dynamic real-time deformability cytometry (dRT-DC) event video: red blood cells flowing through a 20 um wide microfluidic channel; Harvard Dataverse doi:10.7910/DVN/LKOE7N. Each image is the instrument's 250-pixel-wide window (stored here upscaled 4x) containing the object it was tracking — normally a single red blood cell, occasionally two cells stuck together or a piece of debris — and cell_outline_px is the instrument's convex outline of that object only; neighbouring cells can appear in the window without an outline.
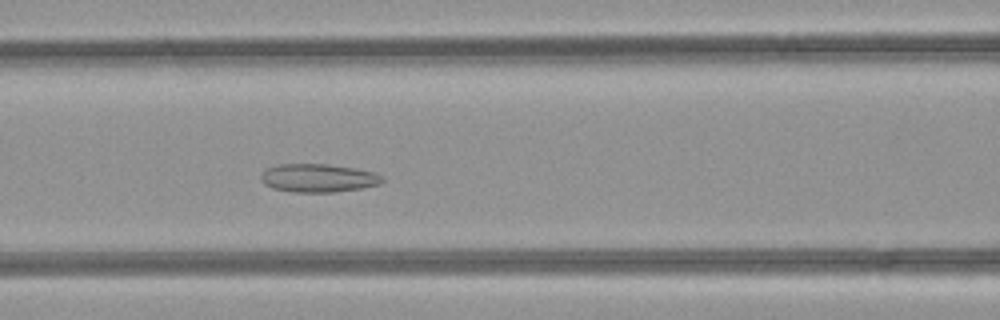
{"species": "common noctule bat (a hibernating species)", "species_latin": "Nyctalus noctula", "temperature_condition": "room temperature", "stored_images_in_passage": 48, "camera_frame_rate_fps": 3000, "um_per_image_px": 0.085, "animal": {"sex": "female", "body_mass_g": 21.9}, "frame": {"image": 1, "passage_image": 20, "time_ms": 6.333, "image_size_px": [1000, 320], "cell_outline_px": [[384, 180], [380, 184], [360, 188], [332, 192], [292, 192], [272, 188], [264, 184], [260, 180], [260, 176], [264, 168], [276, 164], [328, 164], [356, 168], [376, 172], [384, 176]], "centroid_in_image_um": [27.03, 15.12], "position_along_channel_um": 139.6, "area_um2": 20.35}}
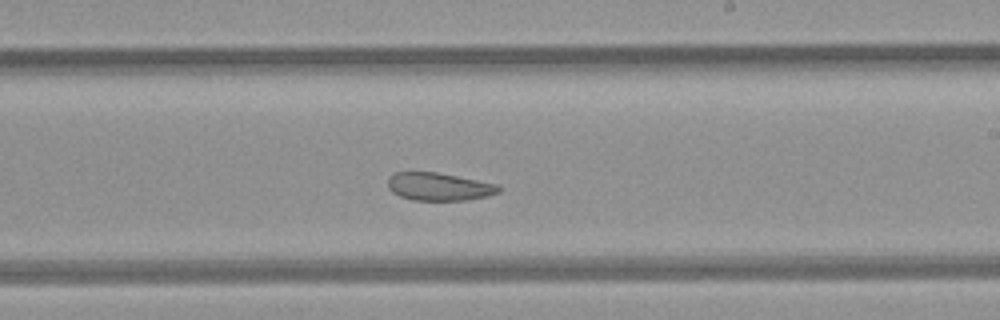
{"frame": {"image": 2, "passage_image": 28, "time_ms": 9.0, "image_size_px": [1000, 320], "cell_outline_px": [[500, 192], [488, 196], [464, 200], [412, 200], [400, 196], [392, 192], [388, 188], [388, 176], [396, 172], [436, 172], [496, 184], [500, 188]], "centroid_in_image_um": [37.27, 15.87], "position_along_channel_um": 251.7, "area_um2": 17.86}}
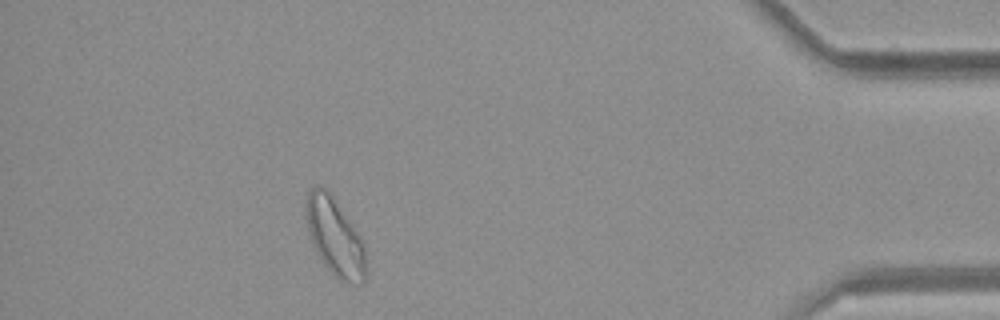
{"frame": {"image": 3, "passage_image": 43, "time_ms": 14.0, "image_size_px": [1000, 320], "cell_outline_px": [[368, 264], [364, 280], [360, 284], [348, 284], [340, 280], [324, 264], [312, 240], [308, 228], [308, 192], [316, 184], [320, 184], [328, 192], [348, 220], [364, 244]], "centroid_in_image_um": [28.53, 20.22], "position_along_channel_um": 406.7, "area_um2": 26.01}, "authors_computed_cell_mechanics": {"area_um2": 24.565, "velocity_mm_per_s": 4.2165, "shape_relaxation_time_tau1_ms": null, "shape_relaxation_time_tau2_ms": 1.9245, "deformation_change_tau1": null, "deformation_change_tau2": 0.0843}}